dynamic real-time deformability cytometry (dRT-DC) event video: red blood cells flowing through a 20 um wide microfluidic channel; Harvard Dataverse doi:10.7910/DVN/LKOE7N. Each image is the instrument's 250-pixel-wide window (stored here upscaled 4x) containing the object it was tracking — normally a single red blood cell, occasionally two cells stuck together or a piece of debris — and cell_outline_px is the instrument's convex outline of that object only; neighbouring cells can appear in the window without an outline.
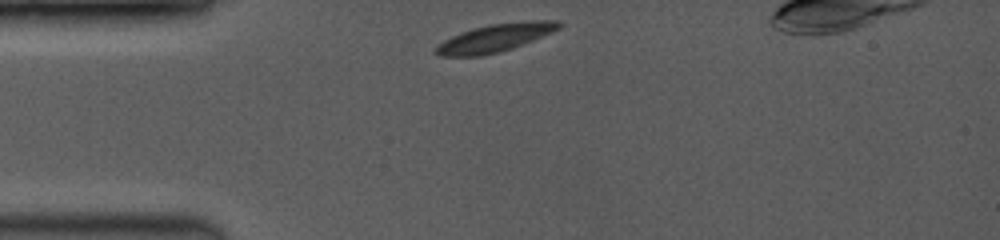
{"species": "common noctule bat (a hibernating species)", "species_latin": "Nyctalus noctula", "temperature_condition": "room temperature", "stored_images_in_passage": 16, "camera_frame_rate_fps": 3500, "um_per_image_px": 0.085, "animal": {"sex": "female", "body_mass_g": 19.0, "forearm_length_mm": 53.3}, "frame": {"image": 1, "passage_image": 1, "time_ms": 0.0, "image_size_px": [1000, 240], "cell_outline_px": [[564, 24], [560, 28], [552, 32], [512, 48], [480, 56], [440, 56], [432, 52], [444, 40], [460, 32], [472, 28], [488, 24], [528, 20], [560, 20]], "centroid_in_image_um": [42.1, 3.19], "position_along_channel_um": 42.9, "area_um2": 20.0}}
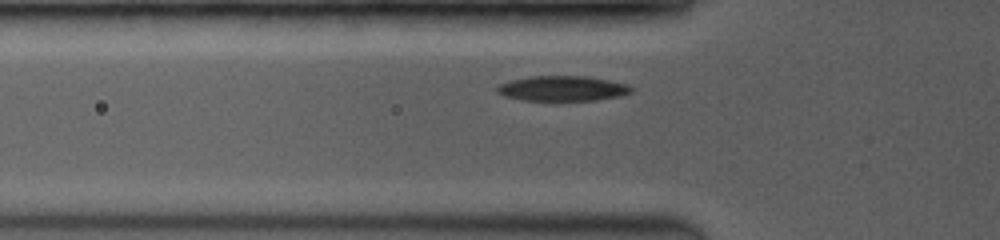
{"frame": {"image": 2, "passage_image": 11, "time_ms": 1.429, "image_size_px": [1000, 240], "cell_outline_px": [[632, 92], [620, 96], [596, 100], [524, 100], [504, 96], [496, 92], [496, 88], [500, 84], [508, 80], [532, 76], [588, 76], [628, 84], [632, 88]], "centroid_in_image_um": [47.8, 7.51], "position_along_channel_um": 78.0, "area_um2": 19.65}}